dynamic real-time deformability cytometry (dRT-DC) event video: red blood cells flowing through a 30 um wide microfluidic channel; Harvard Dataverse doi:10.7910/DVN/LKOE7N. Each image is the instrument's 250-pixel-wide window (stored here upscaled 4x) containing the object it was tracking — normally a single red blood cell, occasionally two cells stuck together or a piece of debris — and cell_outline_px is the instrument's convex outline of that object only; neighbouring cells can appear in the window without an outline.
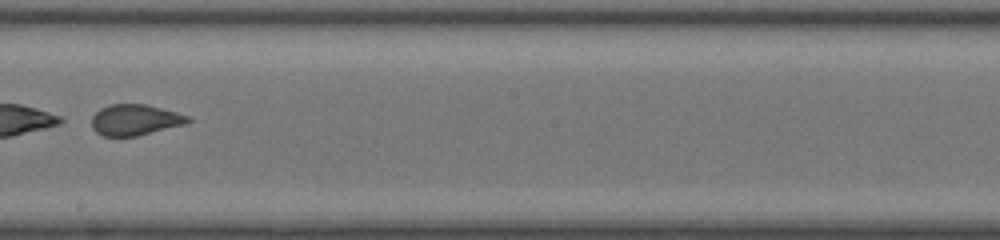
{"species": "common noctule bat (a hibernating species)", "species_latin": "Nyctalus noctula", "temperature_condition": "room temperature", "stored_images_in_passage": 51, "segment_of_instrument_passage": [2, 2], "camera_frame_rate_fps": 3000, "um_per_image_px": 0.085, "animal": {"sex": "female", "body_mass_g": 20.0, "forearm_length_mm": 54.0}, "frame": {"image": 1, "passage_image": 33, "time_ms": 10.667, "image_size_px": [1000, 240], "cell_outline_px": [[192, 120], [188, 124], [136, 136], [104, 136], [96, 132], [92, 128], [92, 116], [100, 108], [112, 104], [144, 104], [176, 112], [188, 116]], "centroid_in_image_um": [11.49, 10.19], "position_along_channel_um": 236.7, "area_um2": 17.34}}